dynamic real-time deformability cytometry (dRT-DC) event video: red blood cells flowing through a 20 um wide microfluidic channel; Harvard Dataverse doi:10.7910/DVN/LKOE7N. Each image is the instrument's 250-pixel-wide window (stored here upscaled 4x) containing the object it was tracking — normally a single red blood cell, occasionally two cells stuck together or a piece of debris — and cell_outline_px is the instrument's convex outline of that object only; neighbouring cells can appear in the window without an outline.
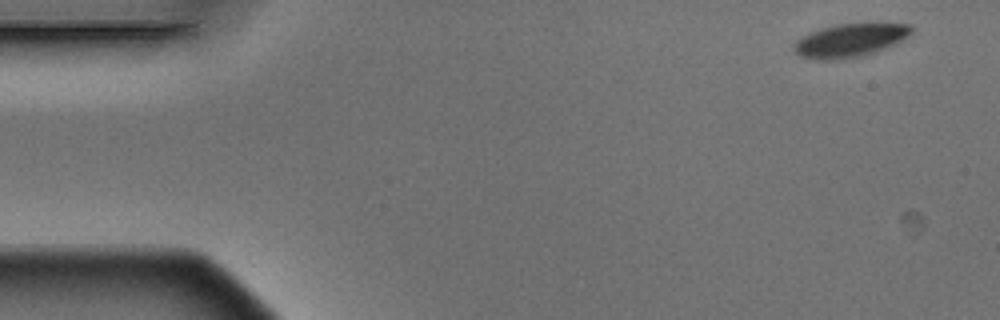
{"species": "Egyptian fruit bat (a non-hibernating species)", "species_latin": "Rousettus aegyptiacus", "temperature_condition": "warm", "stored_images_in_passage": 5, "segment_of_instrument_passage": [1, 2], "camera_frame_rate_fps": 3000, "um_per_image_px": 0.085, "animal": {"sex": "male"}, "frame": {"image": 1, "passage_image": 1, "time_ms": 0.0, "image_size_px": [1000, 320], "cell_outline_px": [[912, 32], [904, 40], [888, 48], [864, 56], [836, 60], [812, 60], [800, 56], [792, 48], [792, 44], [796, 40], [812, 32], [836, 24], [912, 24]], "centroid_in_image_um": [72.26, 3.46], "position_along_channel_um": 12.7, "area_um2": 22.95}}
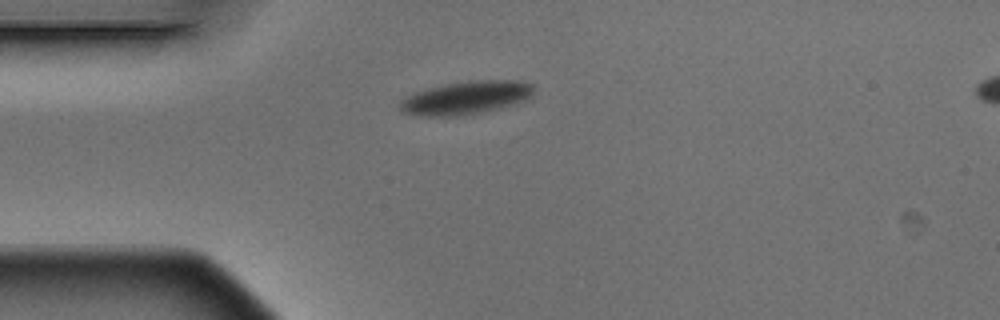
{"frame": {"image": 2, "passage_image": 4, "time_ms": 1.0, "image_size_px": [1000, 320], "cell_outline_px": [[532, 96], [516, 104], [484, 112], [456, 116], [428, 116], [404, 112], [400, 108], [400, 100], [412, 92], [428, 88], [468, 80], [520, 80], [532, 84]], "centroid_in_image_um": [39.63, 8.3], "position_along_channel_um": 45.4, "area_um2": 25.84}}